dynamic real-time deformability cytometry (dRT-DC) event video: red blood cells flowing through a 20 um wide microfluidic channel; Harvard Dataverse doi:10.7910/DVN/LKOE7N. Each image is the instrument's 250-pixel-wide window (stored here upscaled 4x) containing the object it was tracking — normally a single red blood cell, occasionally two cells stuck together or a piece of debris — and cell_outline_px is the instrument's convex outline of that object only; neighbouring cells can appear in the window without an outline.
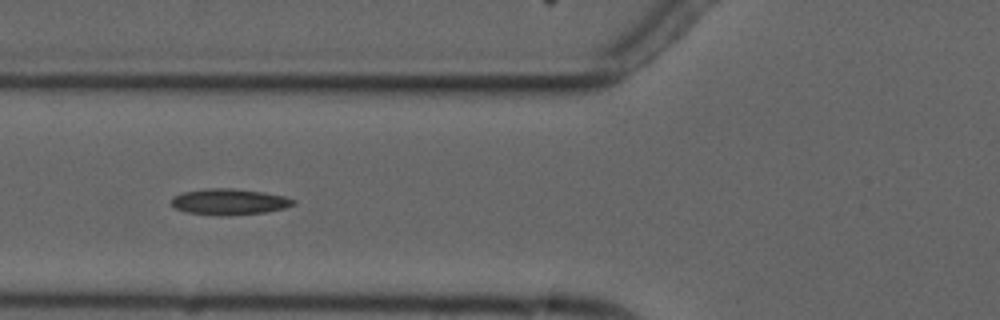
{"species": "common noctule bat (a hibernating species)", "species_latin": "Nyctalus noctula", "temperature_condition": "cold", "stored_images_in_passage": 8, "camera_frame_rate_fps": 3000, "um_per_image_px": 0.085, "animal": {"sex": "male", "forearm_length_mm": 52.5}, "frame": {"image": 1, "passage_image": 6, "time_ms": 6.667, "image_size_px": [1000, 320], "cell_outline_px": [[296, 204], [284, 208], [264, 212], [224, 216], [216, 216], [184, 212], [176, 208], [172, 204], [172, 196], [184, 192], [208, 188], [232, 188], [264, 192], [284, 196], [296, 200]], "centroid_in_image_um": [19.48, 17.15], "position_along_channel_um": 106.3, "area_um2": 18.61}}
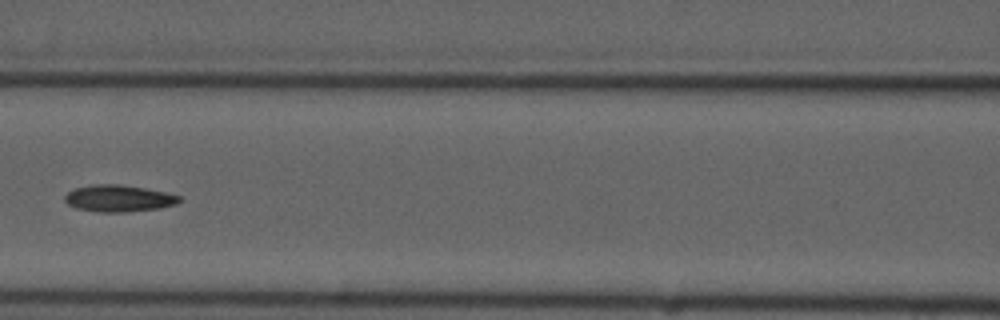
{"frame": {"image": 2, "passage_image": 7, "time_ms": 8.0, "image_size_px": [1000, 320], "cell_outline_px": [[184, 200], [176, 204], [160, 208], [128, 212], [96, 212], [76, 208], [68, 204], [64, 200], [64, 196], [68, 192], [76, 188], [96, 184], [116, 184], [144, 188], [168, 192], [180, 196]], "centroid_in_image_um": [10.13, 16.87], "position_along_channel_um": 156.5, "area_um2": 17.98}}
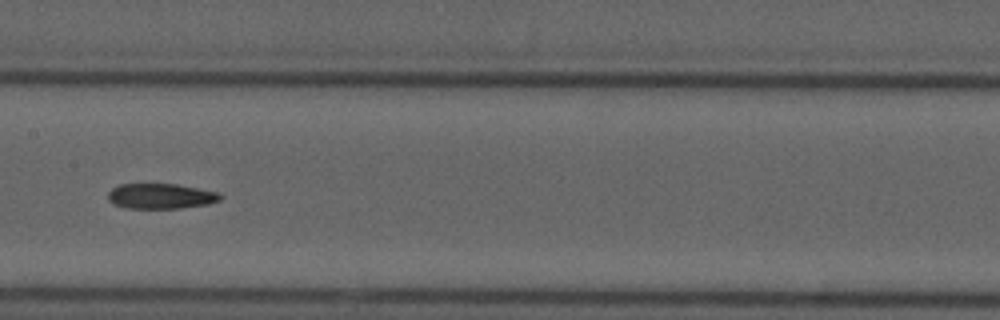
{"frame": {"image": 3, "passage_image": 8, "time_ms": 9.0, "image_size_px": [1000, 320], "cell_outline_px": [[224, 196], [220, 200], [208, 204], [180, 208], [124, 208], [112, 204], [108, 200], [108, 192], [112, 188], [120, 184], [176, 184], [216, 192]], "centroid_in_image_um": [13.62, 16.68], "position_along_channel_um": 193.8, "area_um2": 16.53}}